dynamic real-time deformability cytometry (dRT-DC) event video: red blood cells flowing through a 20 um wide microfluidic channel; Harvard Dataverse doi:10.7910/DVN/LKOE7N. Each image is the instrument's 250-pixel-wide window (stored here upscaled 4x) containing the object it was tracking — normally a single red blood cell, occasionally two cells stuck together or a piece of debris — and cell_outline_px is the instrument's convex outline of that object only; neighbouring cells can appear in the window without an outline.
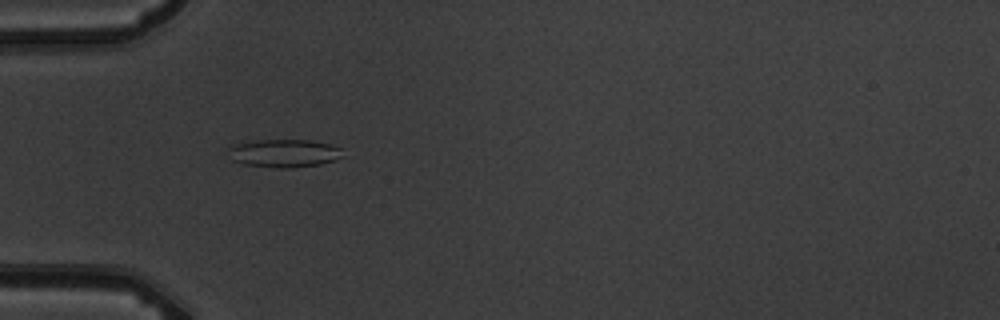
{"species": "common noctule bat (a hibernating species)", "species_latin": "Nyctalus noctula", "temperature_condition": "warm", "stored_images_in_passage": 9, "camera_frame_rate_fps": 3000, "um_per_image_px": 0.085, "animal": {"sex": "male", "body_mass_g": 19.5, "forearm_length_mm": 54.6}, "frame": {"image": 1, "passage_image": 6, "time_ms": 5.667, "image_size_px": [1000, 320], "cell_outline_px": [[344, 156], [336, 160], [320, 164], [288, 168], [276, 168], [244, 164], [232, 160], [228, 148], [232, 144], [252, 140], [308, 140], [332, 144], [340, 148]], "centroid_in_image_um": [24.15, 13.02], "position_along_channel_um": 60.9, "area_um2": 18.84}}
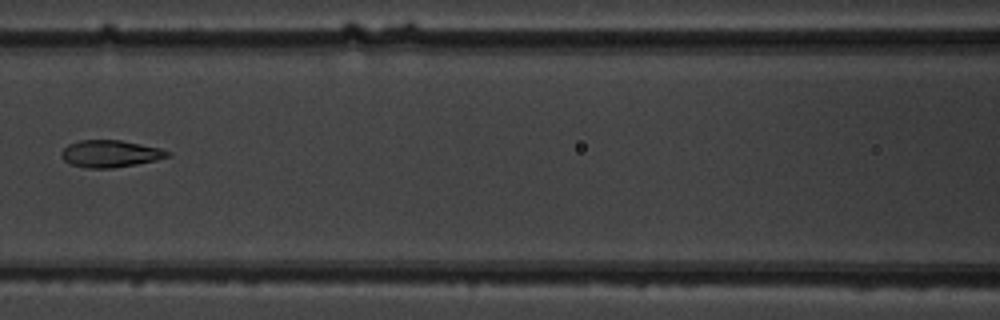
{"frame": {"image": 2, "passage_image": 8, "time_ms": 8.333, "image_size_px": [1000, 320], "cell_outline_px": [[172, 156], [156, 160], [136, 164], [112, 168], [88, 168], [72, 164], [64, 160], [60, 156], [60, 152], [68, 144], [80, 140], [120, 140], [160, 148], [172, 152]], "centroid_in_image_um": [9.39, 13.06], "position_along_channel_um": 157.2, "area_um2": 16.76}}
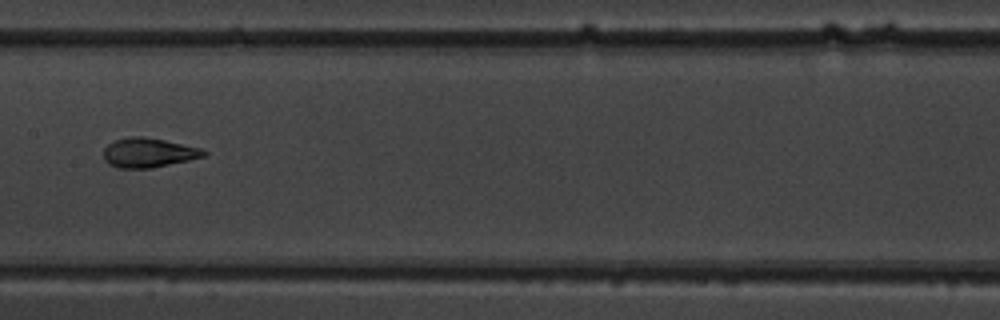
{"frame": {"image": 3, "passage_image": 9, "time_ms": 9.333, "image_size_px": [1000, 320], "cell_outline_px": [[208, 152], [204, 156], [188, 160], [152, 168], [120, 168], [108, 164], [104, 160], [104, 148], [112, 140], [128, 136], [144, 136], [164, 140], [200, 148]], "centroid_in_image_um": [12.57, 12.97], "position_along_channel_um": 194.8, "area_um2": 17.22}}